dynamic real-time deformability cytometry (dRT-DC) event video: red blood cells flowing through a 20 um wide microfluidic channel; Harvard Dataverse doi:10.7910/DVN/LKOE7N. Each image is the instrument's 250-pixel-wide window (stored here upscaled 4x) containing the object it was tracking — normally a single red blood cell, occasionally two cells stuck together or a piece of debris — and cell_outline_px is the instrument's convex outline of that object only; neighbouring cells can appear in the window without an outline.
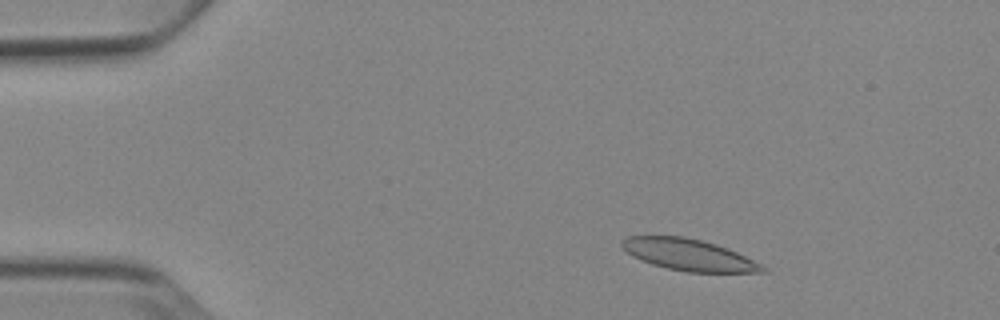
{"species": "Egyptian fruit bat (a non-hibernating species)", "species_latin": "Rousettus aegyptiacus", "temperature_condition": "cold", "stored_images_in_passage": 51, "camera_frame_rate_fps": 3000, "um_per_image_px": 0.085, "animal": {"sex": "female"}, "frame": {"image": 1, "passage_image": 7, "time_ms": 2.0, "image_size_px": [1000, 320], "cell_outline_px": [[768, 272], [688, 272], [668, 268], [652, 264], [640, 260], [632, 256], [620, 244], [620, 240], [628, 236], [684, 236], [716, 244], [728, 248], [760, 264]], "centroid_in_image_um": [58.5, 21.65], "position_along_channel_um": 26.5, "area_um2": 25.55}}
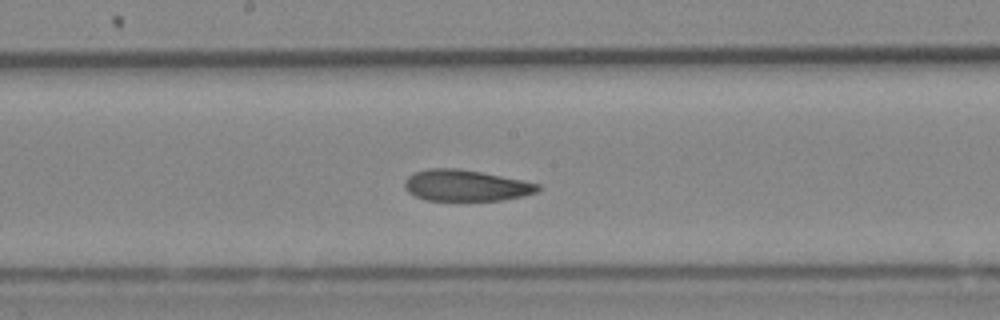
{"frame": {"image": 2, "passage_image": 27, "time_ms": 8.667, "image_size_px": [1000, 320], "cell_outline_px": [[540, 188], [536, 192], [524, 196], [504, 200], [424, 200], [408, 192], [404, 188], [404, 180], [412, 172], [428, 168], [460, 168], [524, 180], [540, 184]], "centroid_in_image_um": [39.58, 15.75], "position_along_channel_um": 208.6, "area_um2": 24.51}}
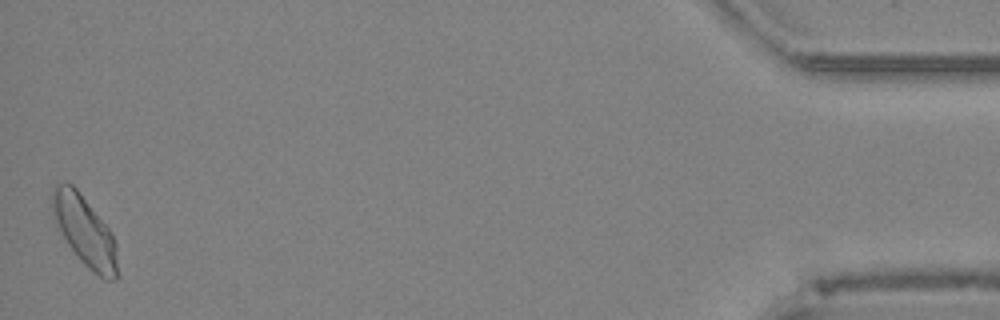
{"frame": {"image": 3, "passage_image": 51, "time_ms": 16.667, "image_size_px": [1000, 320], "cell_outline_px": [[116, 280], [104, 280], [92, 272], [84, 264], [68, 244], [56, 224], [52, 212], [52, 188], [56, 184], [72, 184], [76, 188], [112, 232], [116, 244]], "centroid_in_image_um": [7.2, 19.65], "position_along_channel_um": 428.0, "area_um2": 26.13}, "authors_computed_cell_mechanics": {"area_um2": 25.3742, "velocity_mm_per_s": 3.8237, "shape_relaxation_time_tau1_ms": null, "shape_relaxation_time_tau2_ms": 3.87, "deformation_change_tau1": null, "deformation_change_tau2": 0.0971}}